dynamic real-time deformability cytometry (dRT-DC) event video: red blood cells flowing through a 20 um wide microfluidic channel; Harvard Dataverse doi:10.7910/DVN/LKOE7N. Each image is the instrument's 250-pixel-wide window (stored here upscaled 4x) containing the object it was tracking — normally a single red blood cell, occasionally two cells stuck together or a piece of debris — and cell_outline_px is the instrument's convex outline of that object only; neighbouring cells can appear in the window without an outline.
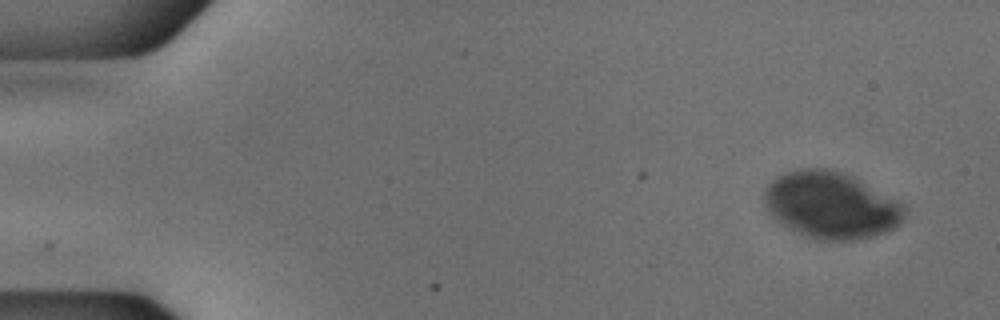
{"species": "common noctule bat (a hibernating species)", "species_latin": "Nyctalus noctula", "temperature_condition": "cold", "stored_images_in_passage": 2, "camera_frame_rate_fps": 3000, "um_per_image_px": 0.085, "animal": {"sex": "male", "body_mass_g": 18.8}, "frame": {"image": 1, "passage_image": 2, "time_ms": 0.333, "image_size_px": [1000, 320], "cell_outline_px": [[888, 216], [884, 220], [876, 224], [852, 228], [828, 228], [796, 212], [796, 208], [844, 196], [848, 196], [888, 212]], "centroid_in_image_um": [71.67, 18.12], "position_along_channel_um": 13.3, "area_um2": 14.05}}